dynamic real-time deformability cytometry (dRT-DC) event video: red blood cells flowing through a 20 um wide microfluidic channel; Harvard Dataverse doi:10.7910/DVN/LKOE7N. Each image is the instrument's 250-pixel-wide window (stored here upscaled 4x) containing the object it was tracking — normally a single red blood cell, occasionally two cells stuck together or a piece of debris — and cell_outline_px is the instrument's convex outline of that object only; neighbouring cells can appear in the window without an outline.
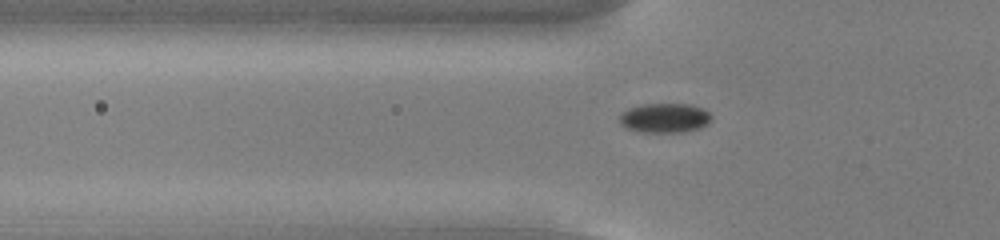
{"species": "common noctule bat (a hibernating species)", "species_latin": "Nyctalus noctula", "temperature_condition": "cold", "stored_images_in_passage": 56, "camera_frame_rate_fps": 3000, "um_per_image_px": 0.085, "animal": {"sex": "male", "body_mass_g": 13.0, "forearm_length_mm": 53.1}, "frame": {"image": 1, "passage_image": 20, "time_ms": 6.333, "image_size_px": [1000, 240], "cell_outline_px": [[712, 116], [708, 124], [700, 128], [684, 132], [644, 132], [628, 128], [620, 124], [620, 116], [628, 108], [644, 104], [692, 104], [704, 108]], "centroid_in_image_um": [56.55, 10.02], "position_along_channel_um": 69.3, "area_um2": 15.78}}
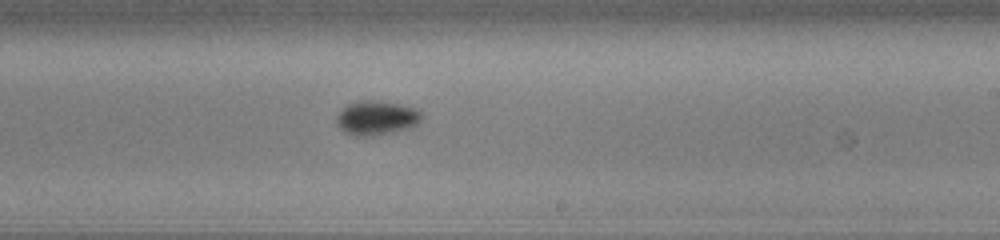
{"frame": {"image": 2, "passage_image": 35, "time_ms": 11.333, "image_size_px": [1000, 240], "cell_outline_px": [[420, 120], [416, 124], [408, 128], [372, 136], [356, 136], [344, 132], [336, 124], [336, 116], [340, 108], [348, 104], [360, 100], [380, 100], [400, 104], [416, 108], [420, 112]], "centroid_in_image_um": [31.94, 10.0], "position_along_channel_um": 257.1, "area_um2": 17.05}}
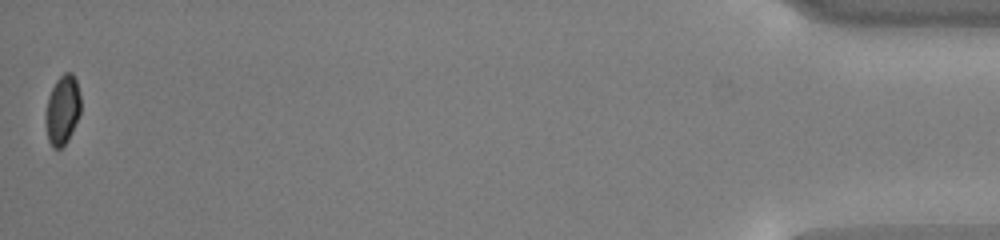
{"frame": {"image": 3, "passage_image": 56, "time_ms": 18.333, "image_size_px": [1000, 240], "cell_outline_px": [[80, 112], [72, 132], [68, 140], [60, 148], [52, 148], [48, 140], [44, 120], [48, 96], [56, 80], [64, 72], [72, 72], [76, 80], [80, 96]], "centroid_in_image_um": [5.29, 9.34], "position_along_channel_um": 429.9, "area_um2": 14.28}, "authors_computed_cell_mechanics": {"area_um2": 15.2303, "velocity_mm_per_s": 3.7721, "shape_relaxation_time_tau1_ms": 1.6801, "shape_relaxation_time_tau2_ms": null, "deformation_change_tau1": 0.0625, "deformation_change_tau2": null}}